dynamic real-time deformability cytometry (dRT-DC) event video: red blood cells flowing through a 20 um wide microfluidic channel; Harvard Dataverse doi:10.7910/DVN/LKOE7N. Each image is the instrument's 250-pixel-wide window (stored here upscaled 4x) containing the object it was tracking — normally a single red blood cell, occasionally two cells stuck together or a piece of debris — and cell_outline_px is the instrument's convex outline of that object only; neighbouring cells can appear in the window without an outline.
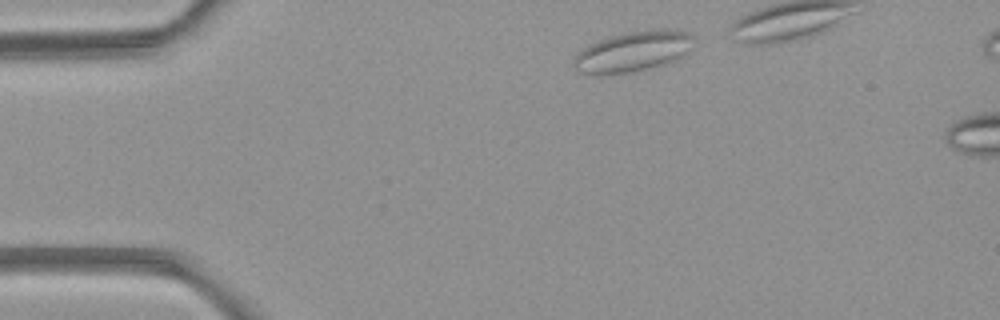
{"species": "common noctule bat (a hibernating species)", "species_latin": "Nyctalus noctula", "temperature_condition": "room temperature", "stored_images_in_passage": 6, "camera_frame_rate_fps": 3000, "um_per_image_px": 0.085, "animal": {"sex": "female", "body_mass_g": 21.9}, "frame": {"image": 1, "passage_image": 1, "time_ms": 0.0, "image_size_px": [1000, 320], "cell_outline_px": [[692, 48], [668, 64], [632, 72], [608, 76], [576, 72], [572, 64], [572, 56], [580, 48], [588, 44], [608, 36], [624, 32], [660, 28], [688, 32], [692, 36]], "centroid_in_image_um": [53.69, 4.39], "position_along_channel_um": 31.3, "area_um2": 29.07}}
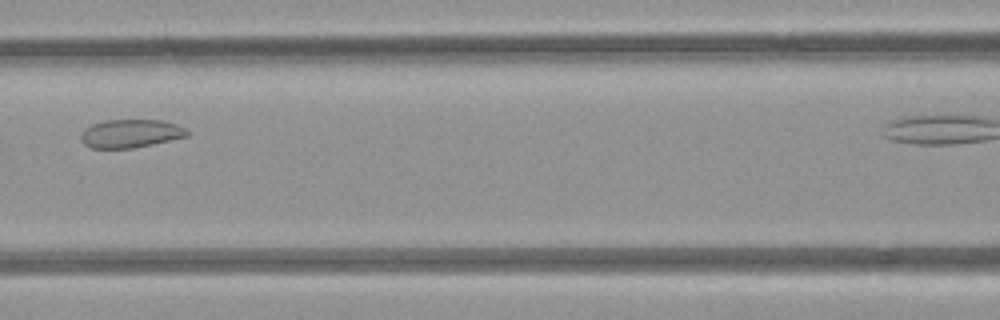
{"frame": {"image": 2, "passage_image": 4, "time_ms": 4.333, "image_size_px": [1000, 320], "cell_outline_px": [[188, 136], [152, 144], [132, 148], [92, 148], [84, 144], [80, 140], [80, 136], [84, 128], [92, 124], [104, 120], [164, 120], [176, 124], [184, 128], [188, 132]], "centroid_in_image_um": [11.07, 11.34], "position_along_channel_um": 155.5, "area_um2": 17.51}}